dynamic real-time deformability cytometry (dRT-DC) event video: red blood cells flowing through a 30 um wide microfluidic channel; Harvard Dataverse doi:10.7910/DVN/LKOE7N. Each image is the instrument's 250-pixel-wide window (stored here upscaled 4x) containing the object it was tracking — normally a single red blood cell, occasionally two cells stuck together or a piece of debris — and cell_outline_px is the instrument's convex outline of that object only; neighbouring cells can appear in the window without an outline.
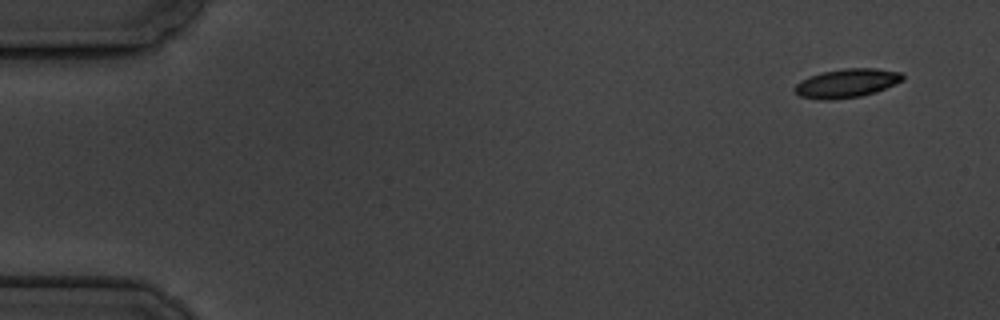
{"species": "common noctule bat (a hibernating species)", "species_latin": "Nyctalus noctula", "temperature_condition": "cold", "stored_images_in_passage": 6, "camera_frame_rate_fps": 3000, "um_per_image_px": 0.085, "animal": {"sex": "male", "body_mass_g": 19.5, "forearm_length_mm": 54.6}, "frame": {"image": 1, "passage_image": 1, "time_ms": 0.0, "image_size_px": [1000, 320], "cell_outline_px": [[904, 80], [876, 92], [860, 96], [832, 100], [820, 100], [800, 96], [792, 88], [800, 80], [808, 76], [824, 72], [844, 68], [876, 68], [900, 72], [904, 76]], "centroid_in_image_um": [71.96, 7.07], "position_along_channel_um": 13.0, "area_um2": 18.21}}